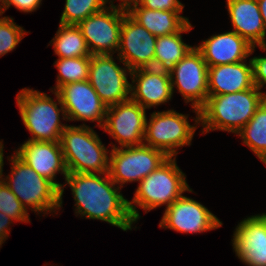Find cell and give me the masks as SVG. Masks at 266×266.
Masks as SVG:
<instances>
[{"instance_id": "obj_1", "label": "cell", "mask_w": 266, "mask_h": 266, "mask_svg": "<svg viewBox=\"0 0 266 266\" xmlns=\"http://www.w3.org/2000/svg\"><path fill=\"white\" fill-rule=\"evenodd\" d=\"M67 185L74 198L77 217L107 222L126 232L137 228L129 210V200L124 198L109 173H68L60 190L61 209Z\"/></svg>"}, {"instance_id": "obj_2", "label": "cell", "mask_w": 266, "mask_h": 266, "mask_svg": "<svg viewBox=\"0 0 266 266\" xmlns=\"http://www.w3.org/2000/svg\"><path fill=\"white\" fill-rule=\"evenodd\" d=\"M265 99V92L256 86L240 92L208 96L200 109L201 133L220 130L236 134L249 122Z\"/></svg>"}, {"instance_id": "obj_3", "label": "cell", "mask_w": 266, "mask_h": 266, "mask_svg": "<svg viewBox=\"0 0 266 266\" xmlns=\"http://www.w3.org/2000/svg\"><path fill=\"white\" fill-rule=\"evenodd\" d=\"M184 192L194 191L187 183L186 174L177 165L176 157H169L138 183L132 200L128 201L131 216L137 223L141 218L138 207L145 213L163 205L166 209Z\"/></svg>"}, {"instance_id": "obj_4", "label": "cell", "mask_w": 266, "mask_h": 266, "mask_svg": "<svg viewBox=\"0 0 266 266\" xmlns=\"http://www.w3.org/2000/svg\"><path fill=\"white\" fill-rule=\"evenodd\" d=\"M51 92L56 101L45 92L30 88H23L17 93L16 104L21 120L31 133L27 140L60 141L63 130L68 126L60 120L68 121L60 96L56 91Z\"/></svg>"}, {"instance_id": "obj_5", "label": "cell", "mask_w": 266, "mask_h": 266, "mask_svg": "<svg viewBox=\"0 0 266 266\" xmlns=\"http://www.w3.org/2000/svg\"><path fill=\"white\" fill-rule=\"evenodd\" d=\"M9 158V159H8ZM11 171L3 175V181L16 195L22 205L37 215L60 211V190L48 179L37 174L14 152L7 156ZM5 177V178H4Z\"/></svg>"}, {"instance_id": "obj_6", "label": "cell", "mask_w": 266, "mask_h": 266, "mask_svg": "<svg viewBox=\"0 0 266 266\" xmlns=\"http://www.w3.org/2000/svg\"><path fill=\"white\" fill-rule=\"evenodd\" d=\"M60 144L68 173H108L109 154L99 135L90 126L68 125Z\"/></svg>"}, {"instance_id": "obj_7", "label": "cell", "mask_w": 266, "mask_h": 266, "mask_svg": "<svg viewBox=\"0 0 266 266\" xmlns=\"http://www.w3.org/2000/svg\"><path fill=\"white\" fill-rule=\"evenodd\" d=\"M146 119L143 143L163 151L168 157H177L179 148L190 146L197 126H200V113L194 117L195 124L188 121L189 115L174 109L154 111Z\"/></svg>"}, {"instance_id": "obj_8", "label": "cell", "mask_w": 266, "mask_h": 266, "mask_svg": "<svg viewBox=\"0 0 266 266\" xmlns=\"http://www.w3.org/2000/svg\"><path fill=\"white\" fill-rule=\"evenodd\" d=\"M110 143L109 175L119 188L124 184L140 182L156 170L169 157L161 150L144 143L135 146L119 147Z\"/></svg>"}, {"instance_id": "obj_9", "label": "cell", "mask_w": 266, "mask_h": 266, "mask_svg": "<svg viewBox=\"0 0 266 266\" xmlns=\"http://www.w3.org/2000/svg\"><path fill=\"white\" fill-rule=\"evenodd\" d=\"M119 60L123 66L115 62ZM113 54L92 55L89 66L88 81L107 107L130 99L128 75L131 70Z\"/></svg>"}, {"instance_id": "obj_10", "label": "cell", "mask_w": 266, "mask_h": 266, "mask_svg": "<svg viewBox=\"0 0 266 266\" xmlns=\"http://www.w3.org/2000/svg\"><path fill=\"white\" fill-rule=\"evenodd\" d=\"M169 74L173 94L176 86L185 104L191 102L192 111L200 113L208 99V65L202 53L194 46Z\"/></svg>"}, {"instance_id": "obj_11", "label": "cell", "mask_w": 266, "mask_h": 266, "mask_svg": "<svg viewBox=\"0 0 266 266\" xmlns=\"http://www.w3.org/2000/svg\"><path fill=\"white\" fill-rule=\"evenodd\" d=\"M126 9L107 6L102 11L92 14L77 26L91 55L115 54L118 52L120 30Z\"/></svg>"}, {"instance_id": "obj_12", "label": "cell", "mask_w": 266, "mask_h": 266, "mask_svg": "<svg viewBox=\"0 0 266 266\" xmlns=\"http://www.w3.org/2000/svg\"><path fill=\"white\" fill-rule=\"evenodd\" d=\"M223 223L205 205L182 195L163 212L160 228L196 234L215 230Z\"/></svg>"}, {"instance_id": "obj_13", "label": "cell", "mask_w": 266, "mask_h": 266, "mask_svg": "<svg viewBox=\"0 0 266 266\" xmlns=\"http://www.w3.org/2000/svg\"><path fill=\"white\" fill-rule=\"evenodd\" d=\"M146 109L131 98L107 108L102 129L120 147L141 145L146 127Z\"/></svg>"}, {"instance_id": "obj_14", "label": "cell", "mask_w": 266, "mask_h": 266, "mask_svg": "<svg viewBox=\"0 0 266 266\" xmlns=\"http://www.w3.org/2000/svg\"><path fill=\"white\" fill-rule=\"evenodd\" d=\"M61 99L68 121L97 122L102 128L107 113L106 104L100 99L88 80L61 86L56 91Z\"/></svg>"}, {"instance_id": "obj_15", "label": "cell", "mask_w": 266, "mask_h": 266, "mask_svg": "<svg viewBox=\"0 0 266 266\" xmlns=\"http://www.w3.org/2000/svg\"><path fill=\"white\" fill-rule=\"evenodd\" d=\"M156 38L126 12L121 25L117 56L131 71L154 67Z\"/></svg>"}, {"instance_id": "obj_16", "label": "cell", "mask_w": 266, "mask_h": 266, "mask_svg": "<svg viewBox=\"0 0 266 266\" xmlns=\"http://www.w3.org/2000/svg\"><path fill=\"white\" fill-rule=\"evenodd\" d=\"M13 152L38 175L48 179L59 190L62 189L63 184L55 180L56 175L60 173L65 179L68 170L60 141L26 140Z\"/></svg>"}, {"instance_id": "obj_17", "label": "cell", "mask_w": 266, "mask_h": 266, "mask_svg": "<svg viewBox=\"0 0 266 266\" xmlns=\"http://www.w3.org/2000/svg\"><path fill=\"white\" fill-rule=\"evenodd\" d=\"M231 243L236 257L247 266H266V217L247 216L234 229Z\"/></svg>"}, {"instance_id": "obj_18", "label": "cell", "mask_w": 266, "mask_h": 266, "mask_svg": "<svg viewBox=\"0 0 266 266\" xmlns=\"http://www.w3.org/2000/svg\"><path fill=\"white\" fill-rule=\"evenodd\" d=\"M130 98L144 109L156 108L172 100V84L168 70L154 67L131 71Z\"/></svg>"}, {"instance_id": "obj_19", "label": "cell", "mask_w": 266, "mask_h": 266, "mask_svg": "<svg viewBox=\"0 0 266 266\" xmlns=\"http://www.w3.org/2000/svg\"><path fill=\"white\" fill-rule=\"evenodd\" d=\"M195 47L202 53L208 67L248 60L257 48L235 31L213 34Z\"/></svg>"}, {"instance_id": "obj_20", "label": "cell", "mask_w": 266, "mask_h": 266, "mask_svg": "<svg viewBox=\"0 0 266 266\" xmlns=\"http://www.w3.org/2000/svg\"><path fill=\"white\" fill-rule=\"evenodd\" d=\"M232 31L252 46H266V31L257 0H226Z\"/></svg>"}, {"instance_id": "obj_21", "label": "cell", "mask_w": 266, "mask_h": 266, "mask_svg": "<svg viewBox=\"0 0 266 266\" xmlns=\"http://www.w3.org/2000/svg\"><path fill=\"white\" fill-rule=\"evenodd\" d=\"M247 61L208 67V96L253 88L252 63L250 58Z\"/></svg>"}, {"instance_id": "obj_22", "label": "cell", "mask_w": 266, "mask_h": 266, "mask_svg": "<svg viewBox=\"0 0 266 266\" xmlns=\"http://www.w3.org/2000/svg\"><path fill=\"white\" fill-rule=\"evenodd\" d=\"M126 12L156 37L179 32L189 22L188 17L180 15L183 11L146 9L139 3L129 6Z\"/></svg>"}, {"instance_id": "obj_23", "label": "cell", "mask_w": 266, "mask_h": 266, "mask_svg": "<svg viewBox=\"0 0 266 266\" xmlns=\"http://www.w3.org/2000/svg\"><path fill=\"white\" fill-rule=\"evenodd\" d=\"M193 28L189 21L179 32L156 38L154 68L169 71L187 55L194 46L186 44L181 34L188 33Z\"/></svg>"}, {"instance_id": "obj_24", "label": "cell", "mask_w": 266, "mask_h": 266, "mask_svg": "<svg viewBox=\"0 0 266 266\" xmlns=\"http://www.w3.org/2000/svg\"><path fill=\"white\" fill-rule=\"evenodd\" d=\"M52 45L54 54L58 58H78L92 56L81 29L77 25L59 24L58 30L49 42Z\"/></svg>"}, {"instance_id": "obj_25", "label": "cell", "mask_w": 266, "mask_h": 266, "mask_svg": "<svg viewBox=\"0 0 266 266\" xmlns=\"http://www.w3.org/2000/svg\"><path fill=\"white\" fill-rule=\"evenodd\" d=\"M262 162L266 158V99L249 122L236 133Z\"/></svg>"}, {"instance_id": "obj_26", "label": "cell", "mask_w": 266, "mask_h": 266, "mask_svg": "<svg viewBox=\"0 0 266 266\" xmlns=\"http://www.w3.org/2000/svg\"><path fill=\"white\" fill-rule=\"evenodd\" d=\"M91 56L78 58H58L54 66L58 69L56 85L49 89L57 91L61 86L88 80Z\"/></svg>"}, {"instance_id": "obj_27", "label": "cell", "mask_w": 266, "mask_h": 266, "mask_svg": "<svg viewBox=\"0 0 266 266\" xmlns=\"http://www.w3.org/2000/svg\"><path fill=\"white\" fill-rule=\"evenodd\" d=\"M107 0H65L59 24L78 25L81 21L107 7Z\"/></svg>"}, {"instance_id": "obj_28", "label": "cell", "mask_w": 266, "mask_h": 266, "mask_svg": "<svg viewBox=\"0 0 266 266\" xmlns=\"http://www.w3.org/2000/svg\"><path fill=\"white\" fill-rule=\"evenodd\" d=\"M27 33L12 17L0 15V58L16 49Z\"/></svg>"}, {"instance_id": "obj_29", "label": "cell", "mask_w": 266, "mask_h": 266, "mask_svg": "<svg viewBox=\"0 0 266 266\" xmlns=\"http://www.w3.org/2000/svg\"><path fill=\"white\" fill-rule=\"evenodd\" d=\"M0 212L13 218L16 222H31L29 211L26 210L3 180L0 181Z\"/></svg>"}, {"instance_id": "obj_30", "label": "cell", "mask_w": 266, "mask_h": 266, "mask_svg": "<svg viewBox=\"0 0 266 266\" xmlns=\"http://www.w3.org/2000/svg\"><path fill=\"white\" fill-rule=\"evenodd\" d=\"M259 49L265 52L266 46H259ZM250 60L252 63L254 85L261 91L264 85H266V56H254Z\"/></svg>"}, {"instance_id": "obj_31", "label": "cell", "mask_w": 266, "mask_h": 266, "mask_svg": "<svg viewBox=\"0 0 266 266\" xmlns=\"http://www.w3.org/2000/svg\"><path fill=\"white\" fill-rule=\"evenodd\" d=\"M138 3L152 10L183 11L185 7L179 0H140Z\"/></svg>"}, {"instance_id": "obj_32", "label": "cell", "mask_w": 266, "mask_h": 266, "mask_svg": "<svg viewBox=\"0 0 266 266\" xmlns=\"http://www.w3.org/2000/svg\"><path fill=\"white\" fill-rule=\"evenodd\" d=\"M41 4L42 0H6L5 10L0 15H3L10 6L23 13H32L39 9Z\"/></svg>"}, {"instance_id": "obj_33", "label": "cell", "mask_w": 266, "mask_h": 266, "mask_svg": "<svg viewBox=\"0 0 266 266\" xmlns=\"http://www.w3.org/2000/svg\"><path fill=\"white\" fill-rule=\"evenodd\" d=\"M16 222L13 218L0 212V238L5 242L10 233V225Z\"/></svg>"}, {"instance_id": "obj_34", "label": "cell", "mask_w": 266, "mask_h": 266, "mask_svg": "<svg viewBox=\"0 0 266 266\" xmlns=\"http://www.w3.org/2000/svg\"><path fill=\"white\" fill-rule=\"evenodd\" d=\"M118 1H120V3L116 4V6L127 9L129 6H131L132 4L138 3L140 0H118ZM107 3L109 6H115L114 0H107Z\"/></svg>"}, {"instance_id": "obj_35", "label": "cell", "mask_w": 266, "mask_h": 266, "mask_svg": "<svg viewBox=\"0 0 266 266\" xmlns=\"http://www.w3.org/2000/svg\"><path fill=\"white\" fill-rule=\"evenodd\" d=\"M257 2L262 16L263 25L266 31V0H257Z\"/></svg>"}, {"instance_id": "obj_36", "label": "cell", "mask_w": 266, "mask_h": 266, "mask_svg": "<svg viewBox=\"0 0 266 266\" xmlns=\"http://www.w3.org/2000/svg\"><path fill=\"white\" fill-rule=\"evenodd\" d=\"M4 144L3 140H0V181L3 179V167H4Z\"/></svg>"}, {"instance_id": "obj_37", "label": "cell", "mask_w": 266, "mask_h": 266, "mask_svg": "<svg viewBox=\"0 0 266 266\" xmlns=\"http://www.w3.org/2000/svg\"><path fill=\"white\" fill-rule=\"evenodd\" d=\"M0 14L5 10L6 0H0Z\"/></svg>"}, {"instance_id": "obj_38", "label": "cell", "mask_w": 266, "mask_h": 266, "mask_svg": "<svg viewBox=\"0 0 266 266\" xmlns=\"http://www.w3.org/2000/svg\"><path fill=\"white\" fill-rule=\"evenodd\" d=\"M3 243H4V241L0 238V248H1Z\"/></svg>"}, {"instance_id": "obj_39", "label": "cell", "mask_w": 266, "mask_h": 266, "mask_svg": "<svg viewBox=\"0 0 266 266\" xmlns=\"http://www.w3.org/2000/svg\"><path fill=\"white\" fill-rule=\"evenodd\" d=\"M262 163L266 166V158L262 161Z\"/></svg>"}]
</instances>
